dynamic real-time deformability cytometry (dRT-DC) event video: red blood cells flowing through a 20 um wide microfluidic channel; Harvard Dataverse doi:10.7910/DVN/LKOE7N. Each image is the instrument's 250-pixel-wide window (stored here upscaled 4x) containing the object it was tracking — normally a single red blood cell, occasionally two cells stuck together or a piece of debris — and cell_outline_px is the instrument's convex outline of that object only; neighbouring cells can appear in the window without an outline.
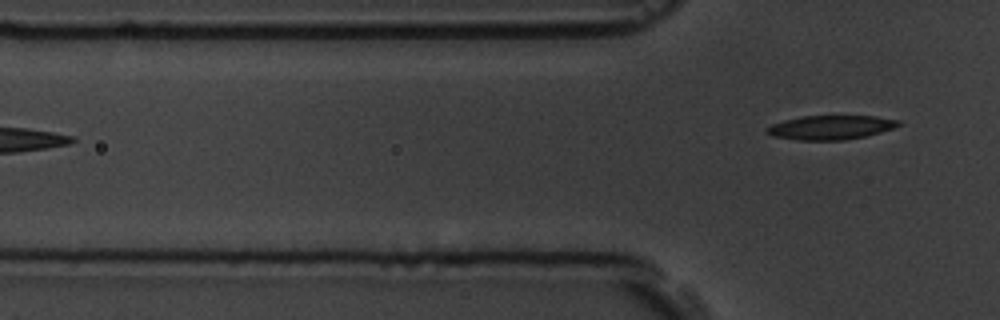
{"species": "common noctule bat (a hibernating species)", "species_latin": "Nyctalus noctula", "temperature_condition": "room temperature", "stored_images_in_passage": 3, "camera_frame_rate_fps": 3000, "um_per_image_px": 0.085, "animal": {"sex": "male", "body_mass_g": 19.5, "forearm_length_mm": 54.6}, "frame": {"image": 1, "passage_image": 3, "time_ms": 2.333, "image_size_px": [1000, 320], "cell_outline_px": [[900, 124], [892, 128], [880, 132], [864, 136], [844, 140], [796, 140], [772, 136], [764, 132], [772, 124], [784, 120], [804, 116], [876, 116], [900, 120]], "centroid_in_image_um": [70.58, 10.83], "position_along_channel_um": 55.2, "area_um2": 18.38}}